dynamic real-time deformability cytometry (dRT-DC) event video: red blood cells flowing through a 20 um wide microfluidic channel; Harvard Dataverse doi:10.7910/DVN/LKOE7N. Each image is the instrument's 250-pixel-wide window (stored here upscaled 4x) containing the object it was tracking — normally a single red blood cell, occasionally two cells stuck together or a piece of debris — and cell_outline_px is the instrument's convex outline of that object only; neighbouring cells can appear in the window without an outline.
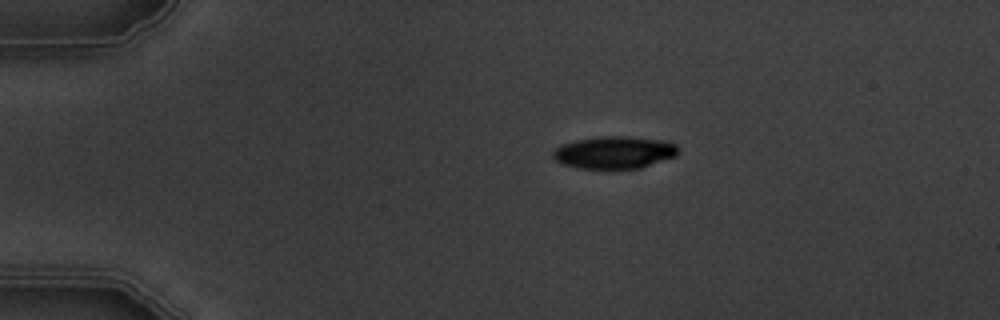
{"species": "common noctule bat (a hibernating species)", "species_latin": "Nyctalus noctula", "temperature_condition": "warm", "stored_images_in_passage": 8, "camera_frame_rate_fps": 3000, "um_per_image_px": 0.085, "animal": {"sex": "male", "body_mass_g": 19.5, "forearm_length_mm": 54.6}, "frame": {"image": 1, "passage_image": 1, "time_ms": 0.0, "image_size_px": [1000, 320], "cell_outline_px": [[680, 152], [676, 156], [640, 168], [580, 168], [564, 164], [556, 160], [552, 156], [552, 152], [560, 144], [576, 140], [596, 136], [628, 136], [668, 140], [676, 144], [680, 148]], "centroid_in_image_um": [52.27, 12.93], "position_along_channel_um": 32.7, "area_um2": 23.87}}
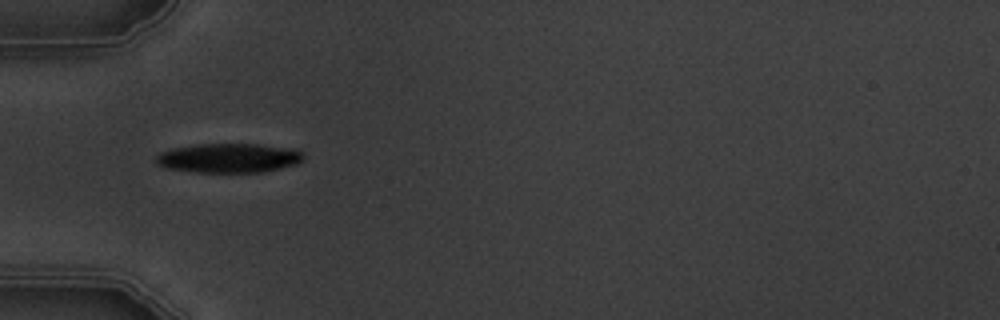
{"frame": {"image": 2, "passage_image": 3, "time_ms": 2.333, "image_size_px": [1000, 320], "cell_outline_px": [[304, 160], [296, 164], [280, 168], [260, 172], [196, 172], [164, 168], [156, 164], [156, 156], [160, 152], [172, 148], [196, 144], [256, 144], [296, 148], [304, 152]], "centroid_in_image_um": [19.46, 13.42], "position_along_channel_um": 65.5, "area_um2": 25.49}}
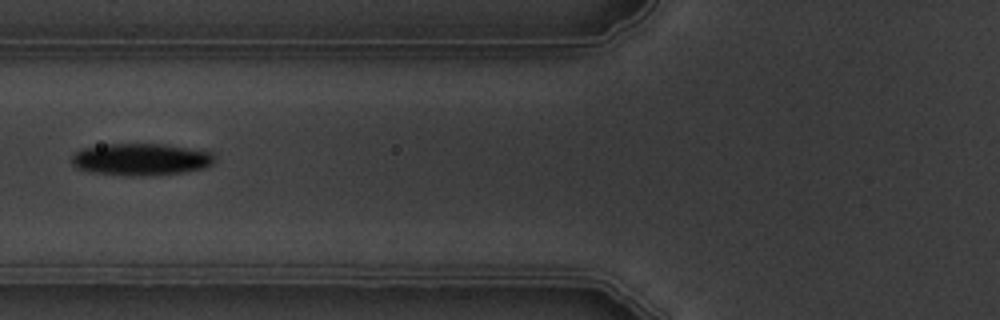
{"frame": {"image": 3, "passage_image": 4, "time_ms": 3.667, "image_size_px": [1000, 320], "cell_outline_px": [[212, 164], [204, 168], [180, 172], [132, 176], [92, 172], [76, 168], [72, 164], [72, 156], [80, 148], [108, 144], [164, 144], [212, 152]], "centroid_in_image_um": [11.91, 13.53], "position_along_channel_um": 113.9, "area_um2": 26.24}}